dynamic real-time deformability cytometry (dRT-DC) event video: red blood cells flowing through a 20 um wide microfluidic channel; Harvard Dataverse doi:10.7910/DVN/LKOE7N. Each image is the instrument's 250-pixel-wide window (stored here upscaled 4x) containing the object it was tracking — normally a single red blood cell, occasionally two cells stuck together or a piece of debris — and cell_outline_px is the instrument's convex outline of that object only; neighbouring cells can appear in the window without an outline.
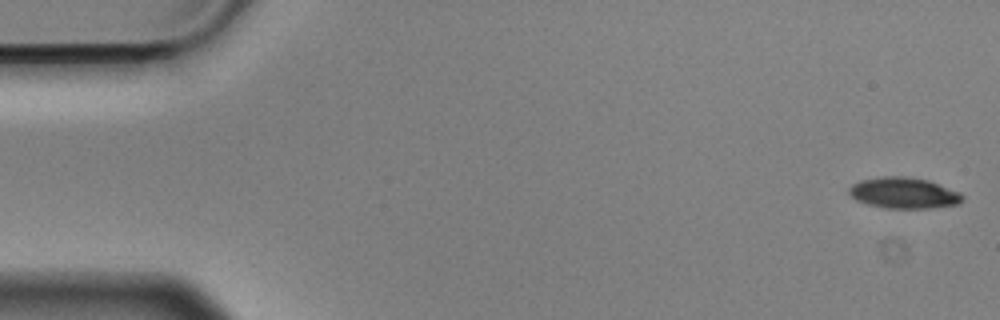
{"species": "Egyptian fruit bat (a non-hibernating species)", "species_latin": "Rousettus aegyptiacus", "temperature_condition": "cold", "stored_images_in_passage": 55, "camera_frame_rate_fps": 3000, "um_per_image_px": 0.085, "animal": {"sex": "male"}, "frame": {"image": 1, "passage_image": 1, "time_ms": 0.0, "image_size_px": [1000, 320], "cell_outline_px": [[964, 200], [960, 204], [932, 208], [884, 208], [868, 204], [856, 200], [848, 192], [848, 188], [852, 184], [860, 180], [880, 176], [904, 176], [928, 180], [960, 192], [964, 196]], "centroid_in_image_um": [76.83, 16.4], "position_along_channel_um": 8.2, "area_um2": 20.69}}
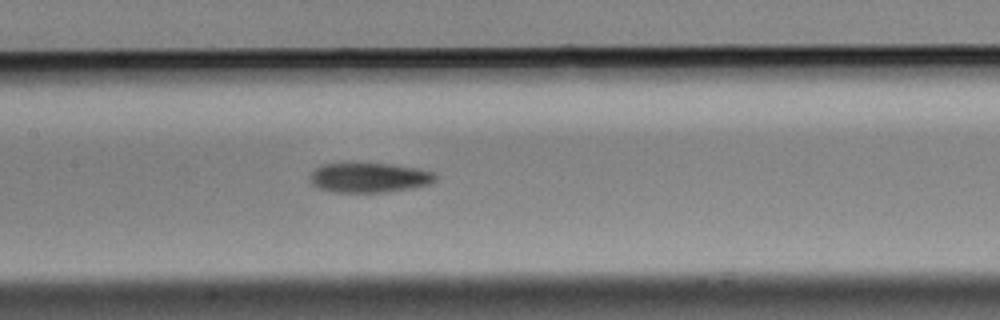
{"frame": {"image": 2, "passage_image": 26, "time_ms": 8.333, "image_size_px": [1000, 320], "cell_outline_px": [[436, 180], [428, 184], [408, 188], [380, 192], [332, 192], [316, 188], [308, 180], [308, 176], [320, 164], [344, 160], [356, 160], [392, 164], [416, 168], [432, 172], [436, 176]], "centroid_in_image_um": [31.23, 15.03], "position_along_channel_um": 176.2, "area_um2": 22.72}}
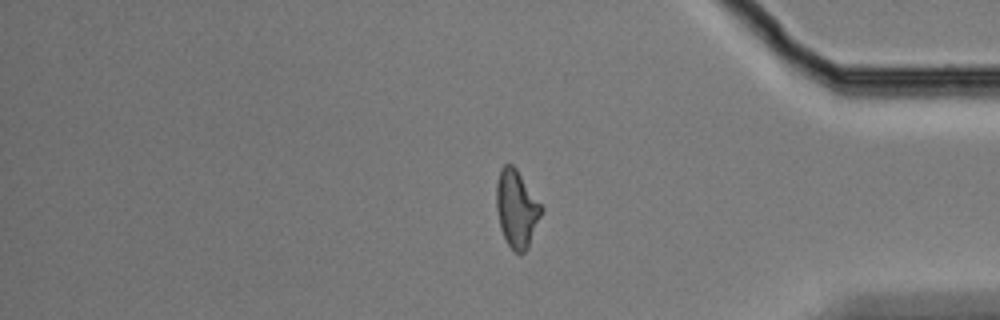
{"frame": {"image": 3, "passage_image": 46, "time_ms": 15.0, "image_size_px": [1000, 320], "cell_outline_px": [[544, 212], [528, 248], [520, 256], [512, 252], [500, 228], [496, 208], [496, 184], [500, 168], [504, 164], [512, 164], [516, 168], [544, 208]], "centroid_in_image_um": [43.93, 17.78], "position_along_channel_um": 391.3, "area_um2": 20.75}, "authors_computed_cell_mechanics": {"area_um2": 20.8658, "velocity_mm_per_s": 3.5763, "shape_relaxation_time_tau1_ms": 3.5395, "shape_relaxation_time_tau2_ms": 8.2821, "deformation_change_tau1": 0.1448, "deformation_change_tau2": 0.1866}}